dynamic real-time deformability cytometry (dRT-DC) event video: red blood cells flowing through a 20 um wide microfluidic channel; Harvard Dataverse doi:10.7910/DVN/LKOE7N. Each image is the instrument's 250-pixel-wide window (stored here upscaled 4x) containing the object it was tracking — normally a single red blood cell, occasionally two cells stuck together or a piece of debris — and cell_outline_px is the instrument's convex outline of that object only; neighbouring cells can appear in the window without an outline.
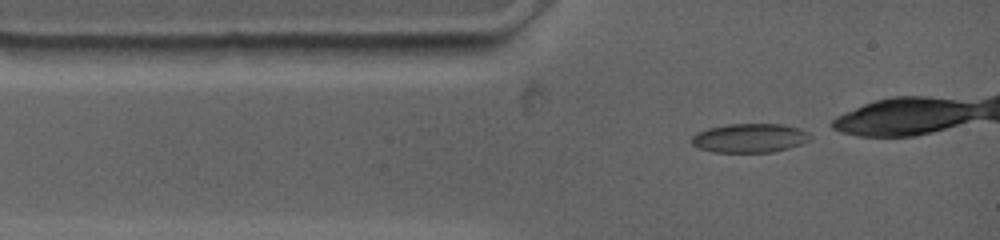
{"species": "common noctule bat (a hibernating species)", "species_latin": "Nyctalus noctula", "temperature_condition": "warm", "stored_images_in_passage": 27, "camera_frame_rate_fps": 4500, "um_per_image_px": 0.085, "animal": {"sex": "female", "body_mass_g": 19.0, "forearm_length_mm": 53.3}, "frame": {"image": 1, "passage_image": 1, "time_ms": 0.0, "image_size_px": [1000, 240], "cell_outline_px": [[812, 140], [788, 148], [772, 152], [712, 152], [700, 148], [692, 144], [692, 136], [696, 132], [708, 128], [728, 124], [784, 124], [800, 128], [808, 132], [812, 136]], "centroid_in_image_um": [63.75, 11.73], "position_along_channel_um": 21.2, "area_um2": 20.17}}
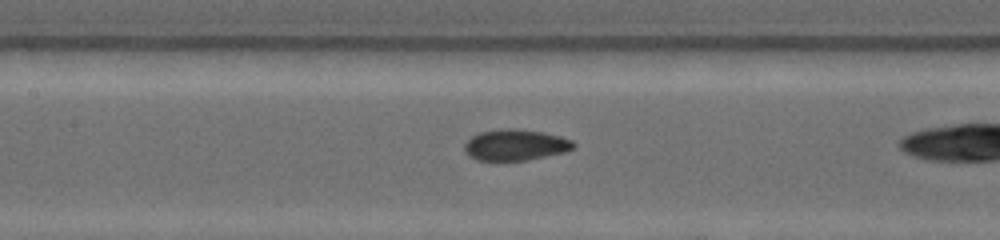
{"frame": {"image": 2, "passage_image": 12, "time_ms": 4.222, "image_size_px": [1000, 240], "cell_outline_px": [[576, 144], [572, 148], [564, 152], [528, 160], [476, 160], [468, 156], [464, 148], [464, 144], [472, 136], [480, 132], [504, 128], [516, 128], [544, 132], [560, 136], [572, 140]], "centroid_in_image_um": [43.8, 12.31], "position_along_channel_um": 163.6, "area_um2": 19.77}}
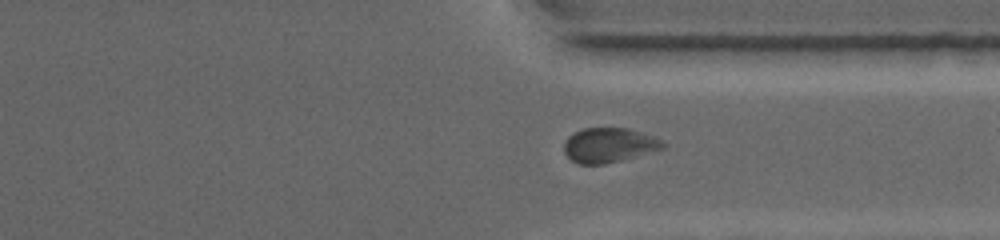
{"frame": {"image": 3, "passage_image": 26, "time_ms": 9.556, "image_size_px": [1000, 240], "cell_outline_px": [[668, 144], [664, 148], [620, 160], [604, 164], [576, 164], [564, 152], [564, 140], [572, 132], [584, 128], [628, 128], [652, 136]], "centroid_in_image_um": [51.72, 12.33], "position_along_channel_um": 359.7, "area_um2": 19.88}}